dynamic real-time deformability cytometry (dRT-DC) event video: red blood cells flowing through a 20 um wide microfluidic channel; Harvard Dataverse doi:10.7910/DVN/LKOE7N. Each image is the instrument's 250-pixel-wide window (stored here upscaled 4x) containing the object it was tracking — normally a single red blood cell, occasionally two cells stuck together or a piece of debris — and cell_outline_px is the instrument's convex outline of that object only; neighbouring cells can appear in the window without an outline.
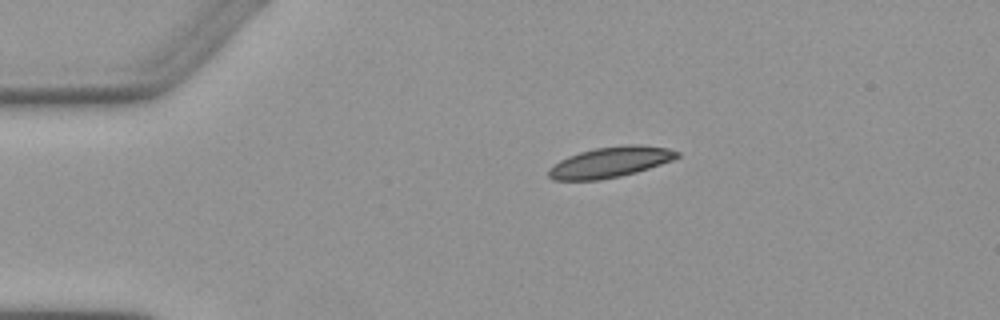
{"species": "Egyptian fruit bat (a non-hibernating species)", "species_latin": "Rousettus aegyptiacus", "temperature_condition": "warm", "stored_images_in_passage": 3, "camera_frame_rate_fps": 3000, "um_per_image_px": 0.085, "animal": {"sex": "female"}, "frame": {"image": 1, "passage_image": 1, "time_ms": 0.0, "image_size_px": [1000, 320], "cell_outline_px": [[680, 156], [672, 160], [636, 172], [620, 176], [600, 180], [552, 180], [548, 176], [548, 168], [560, 160], [568, 156], [580, 152], [596, 148], [628, 144], [640, 144], [668, 148], [680, 152]], "centroid_in_image_um": [51.86, 13.78], "position_along_channel_um": 33.1, "area_um2": 22.89}}
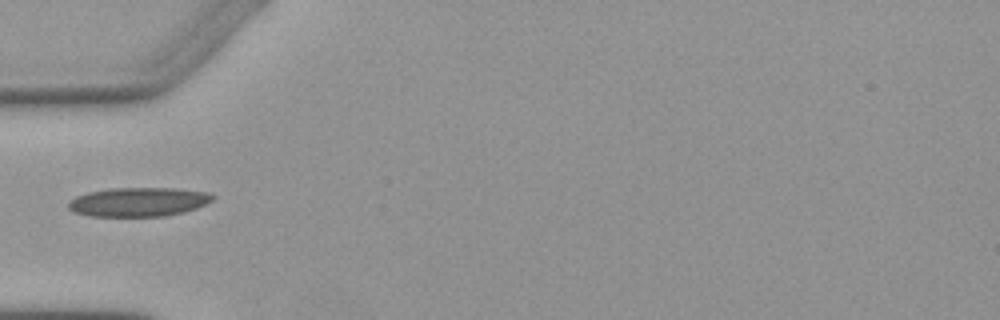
{"frame": {"image": 2, "passage_image": 2, "time_ms": 2.333, "image_size_px": [1000, 320], "cell_outline_px": [[216, 196], [212, 200], [196, 208], [184, 212], [164, 216], [88, 216], [76, 212], [68, 208], [68, 200], [76, 196], [88, 192], [108, 188], [176, 188], [204, 192]], "centroid_in_image_um": [11.73, 17.16], "position_along_channel_um": 73.3, "area_um2": 24.39}}